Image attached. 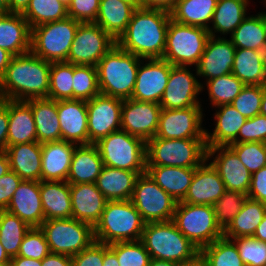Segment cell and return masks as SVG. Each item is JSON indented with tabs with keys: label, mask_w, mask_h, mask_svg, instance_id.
<instances>
[{
	"label": "cell",
	"mask_w": 266,
	"mask_h": 266,
	"mask_svg": "<svg viewBox=\"0 0 266 266\" xmlns=\"http://www.w3.org/2000/svg\"><path fill=\"white\" fill-rule=\"evenodd\" d=\"M51 62L31 51L13 56L0 78V99L27 101L48 98Z\"/></svg>",
	"instance_id": "obj_1"
},
{
	"label": "cell",
	"mask_w": 266,
	"mask_h": 266,
	"mask_svg": "<svg viewBox=\"0 0 266 266\" xmlns=\"http://www.w3.org/2000/svg\"><path fill=\"white\" fill-rule=\"evenodd\" d=\"M170 20L171 14L162 10L135 9L116 44L143 60L162 58Z\"/></svg>",
	"instance_id": "obj_2"
},
{
	"label": "cell",
	"mask_w": 266,
	"mask_h": 266,
	"mask_svg": "<svg viewBox=\"0 0 266 266\" xmlns=\"http://www.w3.org/2000/svg\"><path fill=\"white\" fill-rule=\"evenodd\" d=\"M141 58L117 44L96 65L100 94L121 100L131 98ZM141 62V63H140Z\"/></svg>",
	"instance_id": "obj_3"
},
{
	"label": "cell",
	"mask_w": 266,
	"mask_h": 266,
	"mask_svg": "<svg viewBox=\"0 0 266 266\" xmlns=\"http://www.w3.org/2000/svg\"><path fill=\"white\" fill-rule=\"evenodd\" d=\"M145 222L131 200L107 201L100 220L93 227L96 242L139 241Z\"/></svg>",
	"instance_id": "obj_4"
},
{
	"label": "cell",
	"mask_w": 266,
	"mask_h": 266,
	"mask_svg": "<svg viewBox=\"0 0 266 266\" xmlns=\"http://www.w3.org/2000/svg\"><path fill=\"white\" fill-rule=\"evenodd\" d=\"M140 241L151 259L182 263L194 259L200 253L172 220L145 223Z\"/></svg>",
	"instance_id": "obj_5"
},
{
	"label": "cell",
	"mask_w": 266,
	"mask_h": 266,
	"mask_svg": "<svg viewBox=\"0 0 266 266\" xmlns=\"http://www.w3.org/2000/svg\"><path fill=\"white\" fill-rule=\"evenodd\" d=\"M147 166L196 168L207 160L205 139L151 138L146 143Z\"/></svg>",
	"instance_id": "obj_6"
},
{
	"label": "cell",
	"mask_w": 266,
	"mask_h": 266,
	"mask_svg": "<svg viewBox=\"0 0 266 266\" xmlns=\"http://www.w3.org/2000/svg\"><path fill=\"white\" fill-rule=\"evenodd\" d=\"M103 164L108 167L146 172V142L120 129L100 139L97 143Z\"/></svg>",
	"instance_id": "obj_7"
},
{
	"label": "cell",
	"mask_w": 266,
	"mask_h": 266,
	"mask_svg": "<svg viewBox=\"0 0 266 266\" xmlns=\"http://www.w3.org/2000/svg\"><path fill=\"white\" fill-rule=\"evenodd\" d=\"M210 37L208 29L170 20L163 59L171 65H198Z\"/></svg>",
	"instance_id": "obj_8"
},
{
	"label": "cell",
	"mask_w": 266,
	"mask_h": 266,
	"mask_svg": "<svg viewBox=\"0 0 266 266\" xmlns=\"http://www.w3.org/2000/svg\"><path fill=\"white\" fill-rule=\"evenodd\" d=\"M172 221L199 250L223 236L211 205L189 204L179 201Z\"/></svg>",
	"instance_id": "obj_9"
},
{
	"label": "cell",
	"mask_w": 266,
	"mask_h": 266,
	"mask_svg": "<svg viewBox=\"0 0 266 266\" xmlns=\"http://www.w3.org/2000/svg\"><path fill=\"white\" fill-rule=\"evenodd\" d=\"M81 22L67 17L31 28V52L49 62L67 61Z\"/></svg>",
	"instance_id": "obj_10"
},
{
	"label": "cell",
	"mask_w": 266,
	"mask_h": 266,
	"mask_svg": "<svg viewBox=\"0 0 266 266\" xmlns=\"http://www.w3.org/2000/svg\"><path fill=\"white\" fill-rule=\"evenodd\" d=\"M40 229L55 254L73 257L95 241L93 226L74 218L44 220Z\"/></svg>",
	"instance_id": "obj_11"
},
{
	"label": "cell",
	"mask_w": 266,
	"mask_h": 266,
	"mask_svg": "<svg viewBox=\"0 0 266 266\" xmlns=\"http://www.w3.org/2000/svg\"><path fill=\"white\" fill-rule=\"evenodd\" d=\"M130 200L145 223L172 220L178 203L147 172L138 176Z\"/></svg>",
	"instance_id": "obj_12"
},
{
	"label": "cell",
	"mask_w": 266,
	"mask_h": 266,
	"mask_svg": "<svg viewBox=\"0 0 266 266\" xmlns=\"http://www.w3.org/2000/svg\"><path fill=\"white\" fill-rule=\"evenodd\" d=\"M116 41L94 22L80 23L67 58L74 65L94 66L114 46Z\"/></svg>",
	"instance_id": "obj_13"
},
{
	"label": "cell",
	"mask_w": 266,
	"mask_h": 266,
	"mask_svg": "<svg viewBox=\"0 0 266 266\" xmlns=\"http://www.w3.org/2000/svg\"><path fill=\"white\" fill-rule=\"evenodd\" d=\"M201 106L184 109H162L154 138L205 139Z\"/></svg>",
	"instance_id": "obj_14"
},
{
	"label": "cell",
	"mask_w": 266,
	"mask_h": 266,
	"mask_svg": "<svg viewBox=\"0 0 266 266\" xmlns=\"http://www.w3.org/2000/svg\"><path fill=\"white\" fill-rule=\"evenodd\" d=\"M122 104L123 100L103 94L86 101L88 144H95L110 133L120 130Z\"/></svg>",
	"instance_id": "obj_15"
},
{
	"label": "cell",
	"mask_w": 266,
	"mask_h": 266,
	"mask_svg": "<svg viewBox=\"0 0 266 266\" xmlns=\"http://www.w3.org/2000/svg\"><path fill=\"white\" fill-rule=\"evenodd\" d=\"M161 110L155 102L123 100L121 129L147 143L156 135Z\"/></svg>",
	"instance_id": "obj_16"
},
{
	"label": "cell",
	"mask_w": 266,
	"mask_h": 266,
	"mask_svg": "<svg viewBox=\"0 0 266 266\" xmlns=\"http://www.w3.org/2000/svg\"><path fill=\"white\" fill-rule=\"evenodd\" d=\"M202 88V84L187 69V66L171 65L167 86L159 104L162 109L201 106L197 95Z\"/></svg>",
	"instance_id": "obj_17"
},
{
	"label": "cell",
	"mask_w": 266,
	"mask_h": 266,
	"mask_svg": "<svg viewBox=\"0 0 266 266\" xmlns=\"http://www.w3.org/2000/svg\"><path fill=\"white\" fill-rule=\"evenodd\" d=\"M139 64L131 98L137 101L160 103L170 75L171 64L163 58L148 59Z\"/></svg>",
	"instance_id": "obj_18"
},
{
	"label": "cell",
	"mask_w": 266,
	"mask_h": 266,
	"mask_svg": "<svg viewBox=\"0 0 266 266\" xmlns=\"http://www.w3.org/2000/svg\"><path fill=\"white\" fill-rule=\"evenodd\" d=\"M216 152L218 154L211 164L224 182L226 190L247 195L252 176L248 169L229 146L207 147V160Z\"/></svg>",
	"instance_id": "obj_19"
},
{
	"label": "cell",
	"mask_w": 266,
	"mask_h": 266,
	"mask_svg": "<svg viewBox=\"0 0 266 266\" xmlns=\"http://www.w3.org/2000/svg\"><path fill=\"white\" fill-rule=\"evenodd\" d=\"M236 47L231 40L210 36L196 66L197 76L211 80L232 72Z\"/></svg>",
	"instance_id": "obj_20"
},
{
	"label": "cell",
	"mask_w": 266,
	"mask_h": 266,
	"mask_svg": "<svg viewBox=\"0 0 266 266\" xmlns=\"http://www.w3.org/2000/svg\"><path fill=\"white\" fill-rule=\"evenodd\" d=\"M57 112L62 140L76 145L88 144L86 101L77 99L58 100Z\"/></svg>",
	"instance_id": "obj_21"
},
{
	"label": "cell",
	"mask_w": 266,
	"mask_h": 266,
	"mask_svg": "<svg viewBox=\"0 0 266 266\" xmlns=\"http://www.w3.org/2000/svg\"><path fill=\"white\" fill-rule=\"evenodd\" d=\"M6 211L18 216L30 227H40L45 220L41 203L40 182L22 180Z\"/></svg>",
	"instance_id": "obj_22"
},
{
	"label": "cell",
	"mask_w": 266,
	"mask_h": 266,
	"mask_svg": "<svg viewBox=\"0 0 266 266\" xmlns=\"http://www.w3.org/2000/svg\"><path fill=\"white\" fill-rule=\"evenodd\" d=\"M207 161L196 167L191 185L181 202L213 206L226 191L224 182L217 170L211 163L206 164Z\"/></svg>",
	"instance_id": "obj_23"
},
{
	"label": "cell",
	"mask_w": 266,
	"mask_h": 266,
	"mask_svg": "<svg viewBox=\"0 0 266 266\" xmlns=\"http://www.w3.org/2000/svg\"><path fill=\"white\" fill-rule=\"evenodd\" d=\"M72 218L91 224L100 220L107 199L95 183L70 185Z\"/></svg>",
	"instance_id": "obj_24"
},
{
	"label": "cell",
	"mask_w": 266,
	"mask_h": 266,
	"mask_svg": "<svg viewBox=\"0 0 266 266\" xmlns=\"http://www.w3.org/2000/svg\"><path fill=\"white\" fill-rule=\"evenodd\" d=\"M77 145L64 140L41 144V181H67Z\"/></svg>",
	"instance_id": "obj_25"
},
{
	"label": "cell",
	"mask_w": 266,
	"mask_h": 266,
	"mask_svg": "<svg viewBox=\"0 0 266 266\" xmlns=\"http://www.w3.org/2000/svg\"><path fill=\"white\" fill-rule=\"evenodd\" d=\"M0 48L12 56L31 50V28L21 13L0 16Z\"/></svg>",
	"instance_id": "obj_26"
},
{
	"label": "cell",
	"mask_w": 266,
	"mask_h": 266,
	"mask_svg": "<svg viewBox=\"0 0 266 266\" xmlns=\"http://www.w3.org/2000/svg\"><path fill=\"white\" fill-rule=\"evenodd\" d=\"M104 167L95 144L78 145L72 155L67 182L72 184L95 183Z\"/></svg>",
	"instance_id": "obj_27"
},
{
	"label": "cell",
	"mask_w": 266,
	"mask_h": 266,
	"mask_svg": "<svg viewBox=\"0 0 266 266\" xmlns=\"http://www.w3.org/2000/svg\"><path fill=\"white\" fill-rule=\"evenodd\" d=\"M10 170L22 180L41 181V143L31 142L6 148Z\"/></svg>",
	"instance_id": "obj_28"
},
{
	"label": "cell",
	"mask_w": 266,
	"mask_h": 266,
	"mask_svg": "<svg viewBox=\"0 0 266 266\" xmlns=\"http://www.w3.org/2000/svg\"><path fill=\"white\" fill-rule=\"evenodd\" d=\"M7 147L37 142L36 126L31 106L26 101L8 100Z\"/></svg>",
	"instance_id": "obj_29"
},
{
	"label": "cell",
	"mask_w": 266,
	"mask_h": 266,
	"mask_svg": "<svg viewBox=\"0 0 266 266\" xmlns=\"http://www.w3.org/2000/svg\"><path fill=\"white\" fill-rule=\"evenodd\" d=\"M138 176L134 171L104 165L95 184L107 201L130 200Z\"/></svg>",
	"instance_id": "obj_30"
},
{
	"label": "cell",
	"mask_w": 266,
	"mask_h": 266,
	"mask_svg": "<svg viewBox=\"0 0 266 266\" xmlns=\"http://www.w3.org/2000/svg\"><path fill=\"white\" fill-rule=\"evenodd\" d=\"M45 220L72 218L70 184L67 181H40Z\"/></svg>",
	"instance_id": "obj_31"
},
{
	"label": "cell",
	"mask_w": 266,
	"mask_h": 266,
	"mask_svg": "<svg viewBox=\"0 0 266 266\" xmlns=\"http://www.w3.org/2000/svg\"><path fill=\"white\" fill-rule=\"evenodd\" d=\"M32 109L36 126L37 142L61 141V128L57 112V101L48 98L26 101Z\"/></svg>",
	"instance_id": "obj_32"
},
{
	"label": "cell",
	"mask_w": 266,
	"mask_h": 266,
	"mask_svg": "<svg viewBox=\"0 0 266 266\" xmlns=\"http://www.w3.org/2000/svg\"><path fill=\"white\" fill-rule=\"evenodd\" d=\"M196 168L147 166L146 172L166 193L177 202L182 201L191 185Z\"/></svg>",
	"instance_id": "obj_33"
},
{
	"label": "cell",
	"mask_w": 266,
	"mask_h": 266,
	"mask_svg": "<svg viewBox=\"0 0 266 266\" xmlns=\"http://www.w3.org/2000/svg\"><path fill=\"white\" fill-rule=\"evenodd\" d=\"M219 108L220 110L215 113V130L212 134L205 131L207 147L229 146L236 143L238 132L247 120L230 104L218 106Z\"/></svg>",
	"instance_id": "obj_34"
},
{
	"label": "cell",
	"mask_w": 266,
	"mask_h": 266,
	"mask_svg": "<svg viewBox=\"0 0 266 266\" xmlns=\"http://www.w3.org/2000/svg\"><path fill=\"white\" fill-rule=\"evenodd\" d=\"M231 73L245 85H264L266 83V53L236 48Z\"/></svg>",
	"instance_id": "obj_35"
},
{
	"label": "cell",
	"mask_w": 266,
	"mask_h": 266,
	"mask_svg": "<svg viewBox=\"0 0 266 266\" xmlns=\"http://www.w3.org/2000/svg\"><path fill=\"white\" fill-rule=\"evenodd\" d=\"M135 8L121 0H100L94 23L98 24L115 41L126 31Z\"/></svg>",
	"instance_id": "obj_36"
},
{
	"label": "cell",
	"mask_w": 266,
	"mask_h": 266,
	"mask_svg": "<svg viewBox=\"0 0 266 266\" xmlns=\"http://www.w3.org/2000/svg\"><path fill=\"white\" fill-rule=\"evenodd\" d=\"M265 213V203L247 197L240 212L223 231V236L229 239L253 237Z\"/></svg>",
	"instance_id": "obj_37"
},
{
	"label": "cell",
	"mask_w": 266,
	"mask_h": 266,
	"mask_svg": "<svg viewBox=\"0 0 266 266\" xmlns=\"http://www.w3.org/2000/svg\"><path fill=\"white\" fill-rule=\"evenodd\" d=\"M231 42L236 48L252 49L266 53V15L246 17L231 34Z\"/></svg>",
	"instance_id": "obj_38"
},
{
	"label": "cell",
	"mask_w": 266,
	"mask_h": 266,
	"mask_svg": "<svg viewBox=\"0 0 266 266\" xmlns=\"http://www.w3.org/2000/svg\"><path fill=\"white\" fill-rule=\"evenodd\" d=\"M217 0H179L172 10L171 19L185 25L208 29Z\"/></svg>",
	"instance_id": "obj_39"
},
{
	"label": "cell",
	"mask_w": 266,
	"mask_h": 266,
	"mask_svg": "<svg viewBox=\"0 0 266 266\" xmlns=\"http://www.w3.org/2000/svg\"><path fill=\"white\" fill-rule=\"evenodd\" d=\"M248 2V0H217L211 21L213 29L212 27L208 28L210 36L215 37V32H220L223 35L228 32L232 34L246 18Z\"/></svg>",
	"instance_id": "obj_40"
},
{
	"label": "cell",
	"mask_w": 266,
	"mask_h": 266,
	"mask_svg": "<svg viewBox=\"0 0 266 266\" xmlns=\"http://www.w3.org/2000/svg\"><path fill=\"white\" fill-rule=\"evenodd\" d=\"M30 228L18 216L0 210V242L10 258L18 256L20 244Z\"/></svg>",
	"instance_id": "obj_41"
},
{
	"label": "cell",
	"mask_w": 266,
	"mask_h": 266,
	"mask_svg": "<svg viewBox=\"0 0 266 266\" xmlns=\"http://www.w3.org/2000/svg\"><path fill=\"white\" fill-rule=\"evenodd\" d=\"M22 15L29 23L30 28L68 17L67 6L60 0H30Z\"/></svg>",
	"instance_id": "obj_42"
},
{
	"label": "cell",
	"mask_w": 266,
	"mask_h": 266,
	"mask_svg": "<svg viewBox=\"0 0 266 266\" xmlns=\"http://www.w3.org/2000/svg\"><path fill=\"white\" fill-rule=\"evenodd\" d=\"M207 266H245L235 242L222 236L200 250Z\"/></svg>",
	"instance_id": "obj_43"
},
{
	"label": "cell",
	"mask_w": 266,
	"mask_h": 266,
	"mask_svg": "<svg viewBox=\"0 0 266 266\" xmlns=\"http://www.w3.org/2000/svg\"><path fill=\"white\" fill-rule=\"evenodd\" d=\"M74 64L66 61L51 62L48 99H73Z\"/></svg>",
	"instance_id": "obj_44"
},
{
	"label": "cell",
	"mask_w": 266,
	"mask_h": 266,
	"mask_svg": "<svg viewBox=\"0 0 266 266\" xmlns=\"http://www.w3.org/2000/svg\"><path fill=\"white\" fill-rule=\"evenodd\" d=\"M206 83L212 105L217 107L231 104L245 87L232 73L208 80Z\"/></svg>",
	"instance_id": "obj_45"
},
{
	"label": "cell",
	"mask_w": 266,
	"mask_h": 266,
	"mask_svg": "<svg viewBox=\"0 0 266 266\" xmlns=\"http://www.w3.org/2000/svg\"><path fill=\"white\" fill-rule=\"evenodd\" d=\"M100 94L97 69L89 65H74L73 99L89 101Z\"/></svg>",
	"instance_id": "obj_46"
},
{
	"label": "cell",
	"mask_w": 266,
	"mask_h": 266,
	"mask_svg": "<svg viewBox=\"0 0 266 266\" xmlns=\"http://www.w3.org/2000/svg\"><path fill=\"white\" fill-rule=\"evenodd\" d=\"M247 197L248 196L242 192L226 190L214 203L213 208L216 220L223 231L240 212Z\"/></svg>",
	"instance_id": "obj_47"
},
{
	"label": "cell",
	"mask_w": 266,
	"mask_h": 266,
	"mask_svg": "<svg viewBox=\"0 0 266 266\" xmlns=\"http://www.w3.org/2000/svg\"><path fill=\"white\" fill-rule=\"evenodd\" d=\"M108 245L116 253L120 266H149L150 254L140 240L114 242Z\"/></svg>",
	"instance_id": "obj_48"
},
{
	"label": "cell",
	"mask_w": 266,
	"mask_h": 266,
	"mask_svg": "<svg viewBox=\"0 0 266 266\" xmlns=\"http://www.w3.org/2000/svg\"><path fill=\"white\" fill-rule=\"evenodd\" d=\"M229 147L236 153L251 175L266 166V143H233Z\"/></svg>",
	"instance_id": "obj_49"
},
{
	"label": "cell",
	"mask_w": 266,
	"mask_h": 266,
	"mask_svg": "<svg viewBox=\"0 0 266 266\" xmlns=\"http://www.w3.org/2000/svg\"><path fill=\"white\" fill-rule=\"evenodd\" d=\"M262 96L263 85H245L230 105L247 119L252 118L260 114Z\"/></svg>",
	"instance_id": "obj_50"
},
{
	"label": "cell",
	"mask_w": 266,
	"mask_h": 266,
	"mask_svg": "<svg viewBox=\"0 0 266 266\" xmlns=\"http://www.w3.org/2000/svg\"><path fill=\"white\" fill-rule=\"evenodd\" d=\"M50 253L43 231L40 227H31L20 244L18 256L42 260Z\"/></svg>",
	"instance_id": "obj_51"
},
{
	"label": "cell",
	"mask_w": 266,
	"mask_h": 266,
	"mask_svg": "<svg viewBox=\"0 0 266 266\" xmlns=\"http://www.w3.org/2000/svg\"><path fill=\"white\" fill-rule=\"evenodd\" d=\"M245 266H266V243L253 237L233 239Z\"/></svg>",
	"instance_id": "obj_52"
},
{
	"label": "cell",
	"mask_w": 266,
	"mask_h": 266,
	"mask_svg": "<svg viewBox=\"0 0 266 266\" xmlns=\"http://www.w3.org/2000/svg\"><path fill=\"white\" fill-rule=\"evenodd\" d=\"M241 136V137H240ZM263 142L266 143V116L258 114L248 118L236 137V143Z\"/></svg>",
	"instance_id": "obj_53"
},
{
	"label": "cell",
	"mask_w": 266,
	"mask_h": 266,
	"mask_svg": "<svg viewBox=\"0 0 266 266\" xmlns=\"http://www.w3.org/2000/svg\"><path fill=\"white\" fill-rule=\"evenodd\" d=\"M100 0H72L67 7L68 17L81 23L95 22Z\"/></svg>",
	"instance_id": "obj_54"
},
{
	"label": "cell",
	"mask_w": 266,
	"mask_h": 266,
	"mask_svg": "<svg viewBox=\"0 0 266 266\" xmlns=\"http://www.w3.org/2000/svg\"><path fill=\"white\" fill-rule=\"evenodd\" d=\"M104 244L94 241L72 258V266H103Z\"/></svg>",
	"instance_id": "obj_55"
},
{
	"label": "cell",
	"mask_w": 266,
	"mask_h": 266,
	"mask_svg": "<svg viewBox=\"0 0 266 266\" xmlns=\"http://www.w3.org/2000/svg\"><path fill=\"white\" fill-rule=\"evenodd\" d=\"M22 179L13 171L0 177V210H6Z\"/></svg>",
	"instance_id": "obj_56"
},
{
	"label": "cell",
	"mask_w": 266,
	"mask_h": 266,
	"mask_svg": "<svg viewBox=\"0 0 266 266\" xmlns=\"http://www.w3.org/2000/svg\"><path fill=\"white\" fill-rule=\"evenodd\" d=\"M247 196L266 204V166L252 174Z\"/></svg>",
	"instance_id": "obj_57"
},
{
	"label": "cell",
	"mask_w": 266,
	"mask_h": 266,
	"mask_svg": "<svg viewBox=\"0 0 266 266\" xmlns=\"http://www.w3.org/2000/svg\"><path fill=\"white\" fill-rule=\"evenodd\" d=\"M8 123V100L0 99V151L7 148Z\"/></svg>",
	"instance_id": "obj_58"
},
{
	"label": "cell",
	"mask_w": 266,
	"mask_h": 266,
	"mask_svg": "<svg viewBox=\"0 0 266 266\" xmlns=\"http://www.w3.org/2000/svg\"><path fill=\"white\" fill-rule=\"evenodd\" d=\"M179 0H141V8L171 13Z\"/></svg>",
	"instance_id": "obj_59"
},
{
	"label": "cell",
	"mask_w": 266,
	"mask_h": 266,
	"mask_svg": "<svg viewBox=\"0 0 266 266\" xmlns=\"http://www.w3.org/2000/svg\"><path fill=\"white\" fill-rule=\"evenodd\" d=\"M41 266H72V258L63 254L50 253L41 260Z\"/></svg>",
	"instance_id": "obj_60"
},
{
	"label": "cell",
	"mask_w": 266,
	"mask_h": 266,
	"mask_svg": "<svg viewBox=\"0 0 266 266\" xmlns=\"http://www.w3.org/2000/svg\"><path fill=\"white\" fill-rule=\"evenodd\" d=\"M103 266H120L116 253L108 244H104Z\"/></svg>",
	"instance_id": "obj_61"
},
{
	"label": "cell",
	"mask_w": 266,
	"mask_h": 266,
	"mask_svg": "<svg viewBox=\"0 0 266 266\" xmlns=\"http://www.w3.org/2000/svg\"><path fill=\"white\" fill-rule=\"evenodd\" d=\"M11 266H41V260L26 258L21 256L12 257L10 260Z\"/></svg>",
	"instance_id": "obj_62"
},
{
	"label": "cell",
	"mask_w": 266,
	"mask_h": 266,
	"mask_svg": "<svg viewBox=\"0 0 266 266\" xmlns=\"http://www.w3.org/2000/svg\"><path fill=\"white\" fill-rule=\"evenodd\" d=\"M9 13H23L29 5L30 0H7Z\"/></svg>",
	"instance_id": "obj_63"
},
{
	"label": "cell",
	"mask_w": 266,
	"mask_h": 266,
	"mask_svg": "<svg viewBox=\"0 0 266 266\" xmlns=\"http://www.w3.org/2000/svg\"><path fill=\"white\" fill-rule=\"evenodd\" d=\"M12 57L13 56L9 52L0 48V78L4 75Z\"/></svg>",
	"instance_id": "obj_64"
},
{
	"label": "cell",
	"mask_w": 266,
	"mask_h": 266,
	"mask_svg": "<svg viewBox=\"0 0 266 266\" xmlns=\"http://www.w3.org/2000/svg\"><path fill=\"white\" fill-rule=\"evenodd\" d=\"M253 238L266 243V213L264 214L261 223L257 226Z\"/></svg>",
	"instance_id": "obj_65"
},
{
	"label": "cell",
	"mask_w": 266,
	"mask_h": 266,
	"mask_svg": "<svg viewBox=\"0 0 266 266\" xmlns=\"http://www.w3.org/2000/svg\"><path fill=\"white\" fill-rule=\"evenodd\" d=\"M10 171L9 159L6 151H0V177Z\"/></svg>",
	"instance_id": "obj_66"
},
{
	"label": "cell",
	"mask_w": 266,
	"mask_h": 266,
	"mask_svg": "<svg viewBox=\"0 0 266 266\" xmlns=\"http://www.w3.org/2000/svg\"><path fill=\"white\" fill-rule=\"evenodd\" d=\"M177 266H207V263L199 253L194 259L187 262L178 263Z\"/></svg>",
	"instance_id": "obj_67"
},
{
	"label": "cell",
	"mask_w": 266,
	"mask_h": 266,
	"mask_svg": "<svg viewBox=\"0 0 266 266\" xmlns=\"http://www.w3.org/2000/svg\"><path fill=\"white\" fill-rule=\"evenodd\" d=\"M178 263L165 260L151 259L149 266H177Z\"/></svg>",
	"instance_id": "obj_68"
},
{
	"label": "cell",
	"mask_w": 266,
	"mask_h": 266,
	"mask_svg": "<svg viewBox=\"0 0 266 266\" xmlns=\"http://www.w3.org/2000/svg\"><path fill=\"white\" fill-rule=\"evenodd\" d=\"M260 114L266 116V83L263 85V96L261 101Z\"/></svg>",
	"instance_id": "obj_69"
},
{
	"label": "cell",
	"mask_w": 266,
	"mask_h": 266,
	"mask_svg": "<svg viewBox=\"0 0 266 266\" xmlns=\"http://www.w3.org/2000/svg\"><path fill=\"white\" fill-rule=\"evenodd\" d=\"M11 258L7 255L3 245L0 242V263H10Z\"/></svg>",
	"instance_id": "obj_70"
},
{
	"label": "cell",
	"mask_w": 266,
	"mask_h": 266,
	"mask_svg": "<svg viewBox=\"0 0 266 266\" xmlns=\"http://www.w3.org/2000/svg\"><path fill=\"white\" fill-rule=\"evenodd\" d=\"M9 13L7 0H0V16Z\"/></svg>",
	"instance_id": "obj_71"
},
{
	"label": "cell",
	"mask_w": 266,
	"mask_h": 266,
	"mask_svg": "<svg viewBox=\"0 0 266 266\" xmlns=\"http://www.w3.org/2000/svg\"><path fill=\"white\" fill-rule=\"evenodd\" d=\"M130 5H132L135 9L141 8V0H121Z\"/></svg>",
	"instance_id": "obj_72"
},
{
	"label": "cell",
	"mask_w": 266,
	"mask_h": 266,
	"mask_svg": "<svg viewBox=\"0 0 266 266\" xmlns=\"http://www.w3.org/2000/svg\"><path fill=\"white\" fill-rule=\"evenodd\" d=\"M65 6H67L68 7V5L70 4V2L72 1V0H60Z\"/></svg>",
	"instance_id": "obj_73"
},
{
	"label": "cell",
	"mask_w": 266,
	"mask_h": 266,
	"mask_svg": "<svg viewBox=\"0 0 266 266\" xmlns=\"http://www.w3.org/2000/svg\"><path fill=\"white\" fill-rule=\"evenodd\" d=\"M0 266H11L10 263H0Z\"/></svg>",
	"instance_id": "obj_74"
}]
</instances>
